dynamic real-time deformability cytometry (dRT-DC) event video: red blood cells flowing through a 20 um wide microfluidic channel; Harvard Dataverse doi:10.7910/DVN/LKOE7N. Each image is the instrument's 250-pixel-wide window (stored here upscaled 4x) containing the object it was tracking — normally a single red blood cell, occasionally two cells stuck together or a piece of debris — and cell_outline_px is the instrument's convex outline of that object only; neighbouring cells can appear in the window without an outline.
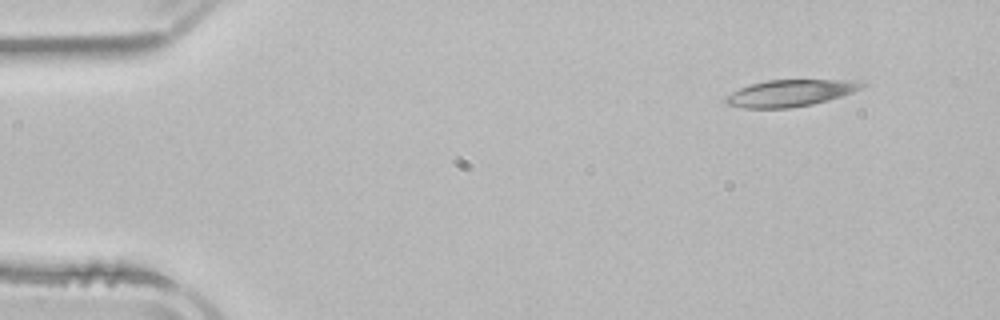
{"species": "common noctule bat (a hibernating species)", "species_latin": "Nyctalus noctula", "temperature_condition": "room temperature", "stored_images_in_passage": 5, "camera_frame_rate_fps": 3000, "um_per_image_px": 0.085, "animal": {"sex": "male", "body_mass_g": 21.5, "forearm_length_mm": 52.0}, "frame": {"image": 1, "passage_image": 1, "time_ms": 0.0, "image_size_px": [1000, 320], "cell_outline_px": [[868, 84], [852, 92], [828, 100], [812, 104], [788, 108], [744, 108], [724, 104], [724, 96], [748, 84], [768, 80], [864, 80]], "centroid_in_image_um": [67.15, 7.9], "position_along_channel_um": 17.9, "area_um2": 21.33}}
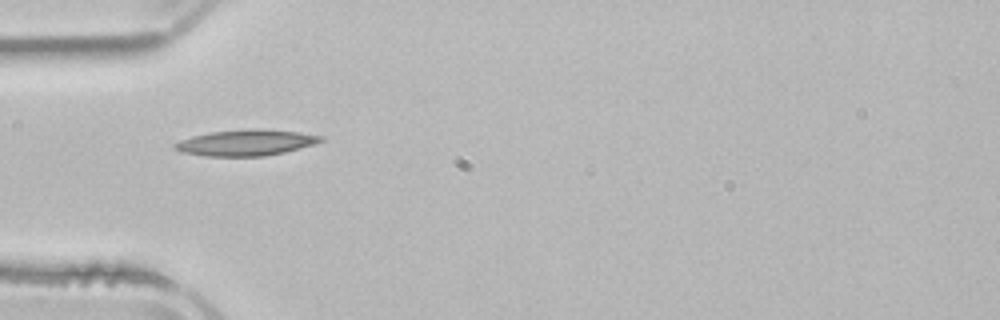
{"frame": {"image": 2, "passage_image": 4, "time_ms": 3.667, "image_size_px": [1000, 320], "cell_outline_px": [[324, 140], [316, 144], [284, 152], [264, 156], [208, 156], [180, 152], [172, 148], [172, 144], [180, 140], [192, 136], [212, 132], [300, 132], [324, 136]], "centroid_in_image_um": [20.86, 12.19], "position_along_channel_um": 64.1, "area_um2": 20.92}}
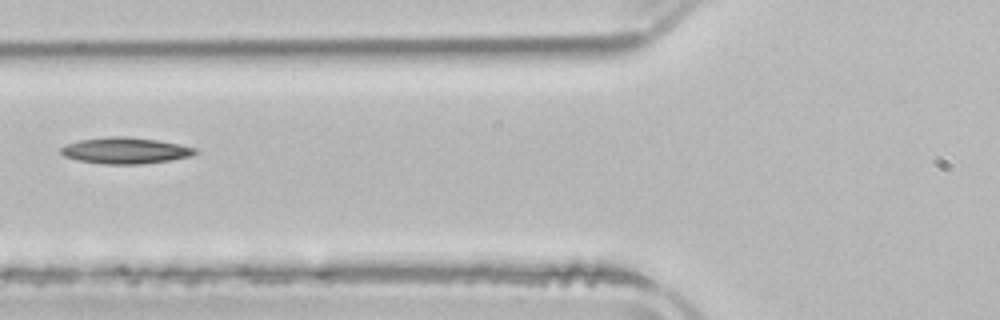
{"frame": {"image": 3, "passage_image": 5, "time_ms": 5.0, "image_size_px": [1000, 320], "cell_outline_px": [[200, 152], [192, 156], [172, 160], [140, 164], [104, 164], [80, 160], [64, 156], [60, 152], [60, 148], [68, 144], [80, 140], [108, 136], [128, 136], [156, 140], [180, 144], [196, 148]], "centroid_in_image_um": [10.71, 12.79], "position_along_channel_um": 115.1, "area_um2": 20.58}}